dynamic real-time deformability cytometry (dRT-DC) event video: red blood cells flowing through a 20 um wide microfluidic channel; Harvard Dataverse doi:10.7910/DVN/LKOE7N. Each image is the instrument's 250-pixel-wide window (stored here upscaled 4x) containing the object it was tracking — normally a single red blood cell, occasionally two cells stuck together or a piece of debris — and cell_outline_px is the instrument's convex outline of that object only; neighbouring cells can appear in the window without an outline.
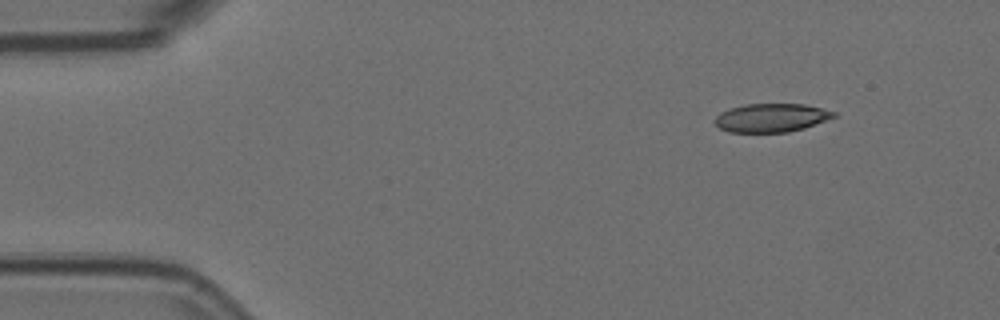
{"species": "Egyptian fruit bat (a non-hibernating species)", "species_latin": "Rousettus aegyptiacus", "temperature_condition": "room temperature", "stored_images_in_passage": 4, "camera_frame_rate_fps": 3000, "um_per_image_px": 0.085, "animal": {"sex": "female"}, "frame": {"image": 1, "passage_image": 1, "time_ms": 0.0, "image_size_px": [1000, 320], "cell_outline_px": [[836, 116], [804, 128], [788, 132], [728, 132], [720, 128], [712, 120], [720, 112], [728, 108], [744, 104], [804, 104], [836, 112]], "centroid_in_image_um": [65.5, 10.01], "position_along_channel_um": 19.5, "area_um2": 19.77}}
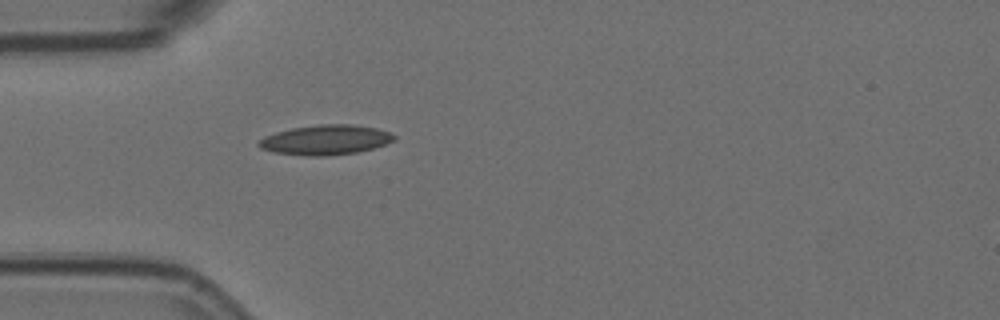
{"frame": {"image": 2, "passage_image": 4, "time_ms": 1.0, "image_size_px": [1000, 320], "cell_outline_px": [[396, 136], [392, 140], [384, 144], [372, 148], [356, 152], [324, 156], [312, 156], [272, 152], [260, 148], [256, 144], [264, 136], [276, 132], [292, 128], [320, 124], [352, 124], [376, 128], [392, 132]], "centroid_in_image_um": [27.65, 11.88], "position_along_channel_um": 57.4, "area_um2": 23.41}}